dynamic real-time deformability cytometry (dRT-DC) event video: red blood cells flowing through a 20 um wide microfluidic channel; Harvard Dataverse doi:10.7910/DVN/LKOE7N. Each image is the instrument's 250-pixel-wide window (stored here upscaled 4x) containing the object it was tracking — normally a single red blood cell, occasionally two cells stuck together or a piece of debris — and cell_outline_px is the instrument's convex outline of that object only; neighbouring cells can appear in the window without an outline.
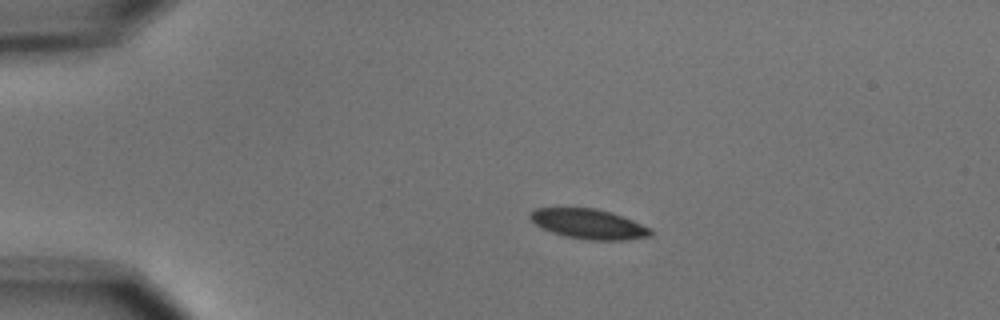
{"species": "common noctule bat (a hibernating species)", "species_latin": "Nyctalus noctula", "temperature_condition": "cold", "stored_images_in_passage": 2, "camera_frame_rate_fps": 3000, "um_per_image_px": 0.085, "animal": {"sex": "male", "body_mass_g": 15.6}, "frame": {"image": 1, "passage_image": 1, "time_ms": 0.0, "image_size_px": [1000, 320], "cell_outline_px": [[652, 236], [628, 240], [588, 240], [564, 236], [552, 232], [536, 224], [528, 216], [528, 212], [536, 208], [596, 208], [612, 212], [624, 216], [652, 228]], "centroid_in_image_um": [50.08, 19.04], "position_along_channel_um": 34.9, "area_um2": 21.21}}